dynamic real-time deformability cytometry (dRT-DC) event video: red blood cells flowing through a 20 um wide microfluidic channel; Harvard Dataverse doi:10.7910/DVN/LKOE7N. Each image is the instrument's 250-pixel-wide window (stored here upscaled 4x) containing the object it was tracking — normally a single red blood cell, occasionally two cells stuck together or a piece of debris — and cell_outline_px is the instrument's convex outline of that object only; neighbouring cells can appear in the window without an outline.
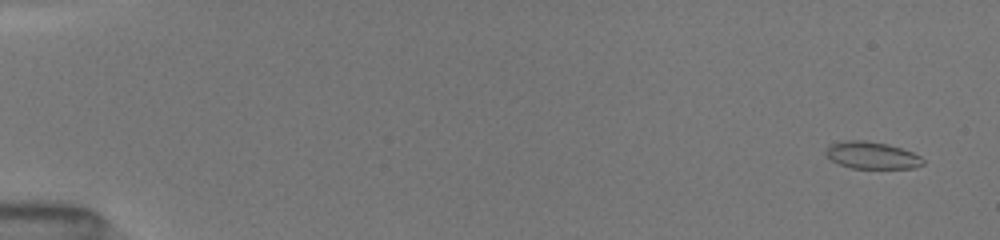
{"species": "common noctule bat (a hibernating species)", "species_latin": "Nyctalus noctula", "temperature_condition": "room temperature", "stored_images_in_passage": 21, "camera_frame_rate_fps": 3000, "um_per_image_px": 0.085, "animal": {"sex": "female", "body_mass_g": 19.5, "forearm_length_mm": 54.1}, "frame": {"image": 1, "passage_image": 2, "time_ms": 0.333, "image_size_px": [1000, 240], "cell_outline_px": [[924, 164], [916, 168], [852, 168], [840, 164], [832, 160], [824, 152], [828, 144], [844, 140], [868, 140], [888, 144], [912, 152], [920, 156], [924, 160]], "centroid_in_image_um": [74.1, 13.19], "position_along_channel_um": 10.9, "area_um2": 15.43}}
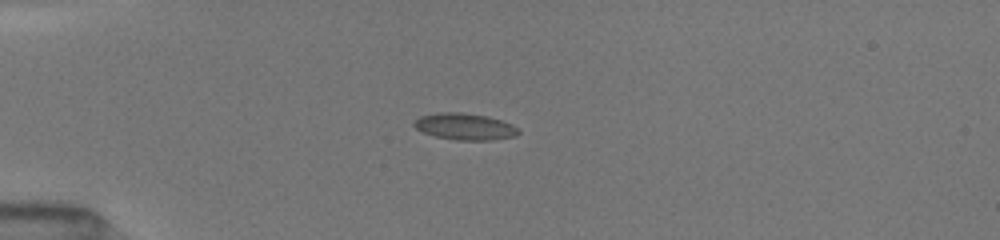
{"frame": {"image": 2, "passage_image": 14, "time_ms": 4.333, "image_size_px": [1000, 240], "cell_outline_px": [[520, 132], [516, 136], [492, 140], [456, 140], [436, 136], [424, 132], [416, 128], [412, 124], [420, 116], [440, 112], [460, 112], [488, 116], [512, 124]], "centroid_in_image_um": [39.52, 10.75], "position_along_channel_um": 45.5, "area_um2": 16.07}}
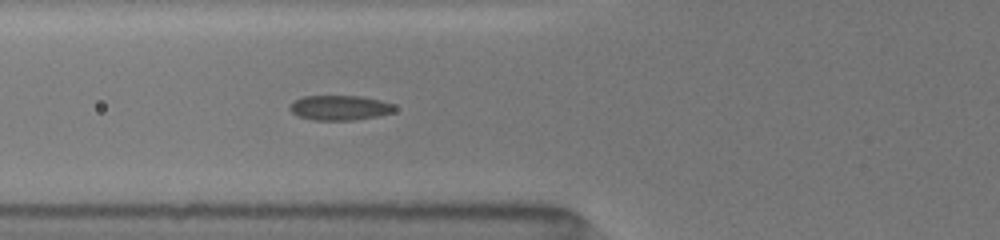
{"frame": {"image": 3, "passage_image": 20, "time_ms": 6.333, "image_size_px": [1000, 240], "cell_outline_px": [[396, 108], [392, 112], [380, 116], [352, 120], [312, 120], [296, 116], [288, 108], [288, 104], [304, 96], [360, 96], [380, 100], [392, 104]], "centroid_in_image_um": [28.84, 9.16], "position_along_channel_um": 97.0, "area_um2": 15.26}}